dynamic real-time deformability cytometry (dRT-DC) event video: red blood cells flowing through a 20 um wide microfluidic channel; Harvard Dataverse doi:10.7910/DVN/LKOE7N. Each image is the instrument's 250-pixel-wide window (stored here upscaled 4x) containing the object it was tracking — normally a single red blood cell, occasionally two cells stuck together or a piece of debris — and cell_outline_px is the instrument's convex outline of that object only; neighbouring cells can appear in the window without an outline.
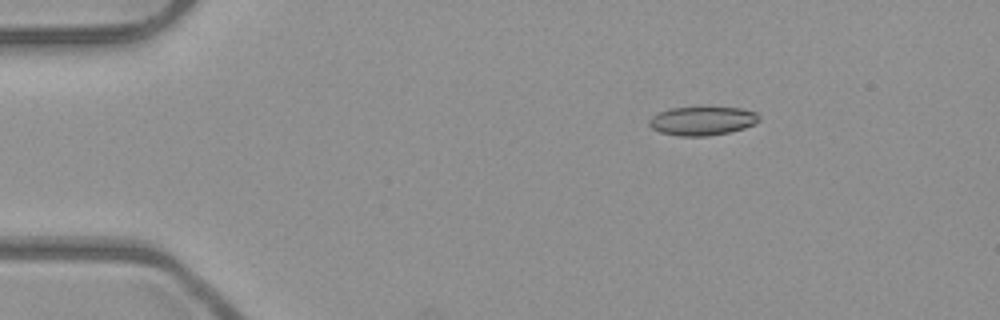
{"species": "common noctule bat (a hibernating species)", "species_latin": "Nyctalus noctula", "temperature_condition": "room temperature", "stored_images_in_passage": 12, "camera_frame_rate_fps": 3000, "um_per_image_px": 0.085, "animal": {"sex": "male", "body_mass_g": 23.1, "forearm_length_mm": 52.7}, "frame": {"image": 1, "passage_image": 2, "time_ms": 0.333, "image_size_px": [1000, 320], "cell_outline_px": [[760, 120], [756, 124], [744, 128], [728, 132], [708, 136], [680, 136], [660, 132], [652, 128], [648, 124], [648, 120], [652, 116], [660, 112], [672, 108], [740, 108], [756, 112], [760, 116]], "centroid_in_image_um": [59.71, 10.28], "position_along_channel_um": 25.3, "area_um2": 18.26}}